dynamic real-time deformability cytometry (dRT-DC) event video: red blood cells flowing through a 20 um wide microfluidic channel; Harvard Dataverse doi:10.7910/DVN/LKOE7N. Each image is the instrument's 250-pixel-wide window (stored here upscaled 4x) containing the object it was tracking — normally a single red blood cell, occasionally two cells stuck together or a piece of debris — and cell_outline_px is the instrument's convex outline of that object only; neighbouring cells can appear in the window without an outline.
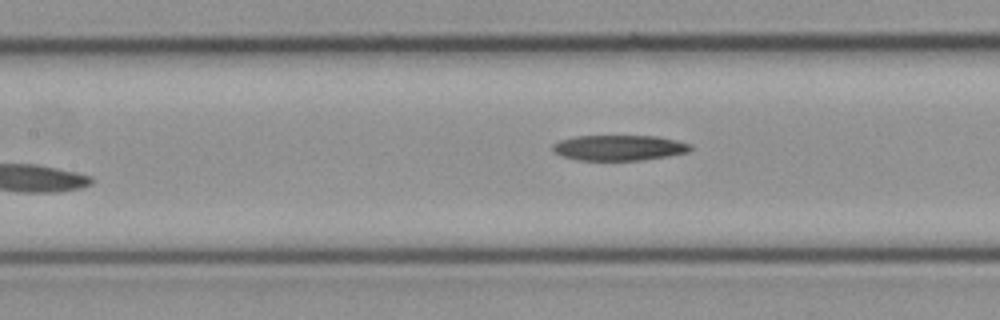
{"species": "common noctule bat (a hibernating species)", "species_latin": "Nyctalus noctula", "temperature_condition": "cold", "stored_images_in_passage": 11, "segment_of_instrument_passage": [2, 2], "camera_frame_rate_fps": 3000, "um_per_image_px": 0.085, "animal": {"sex": "female", "body_mass_g": 21.9}, "frame": {"image": 1, "passage_image": 11, "time_ms": 3.333, "image_size_px": [1000, 320], "cell_outline_px": [[692, 148], [688, 152], [668, 156], [640, 160], [576, 160], [560, 156], [552, 152], [552, 144], [560, 140], [576, 136], [656, 136], [676, 140], [692, 144]], "centroid_in_image_um": [52.58, 12.56], "position_along_channel_um": 154.8, "area_um2": 20.58}}